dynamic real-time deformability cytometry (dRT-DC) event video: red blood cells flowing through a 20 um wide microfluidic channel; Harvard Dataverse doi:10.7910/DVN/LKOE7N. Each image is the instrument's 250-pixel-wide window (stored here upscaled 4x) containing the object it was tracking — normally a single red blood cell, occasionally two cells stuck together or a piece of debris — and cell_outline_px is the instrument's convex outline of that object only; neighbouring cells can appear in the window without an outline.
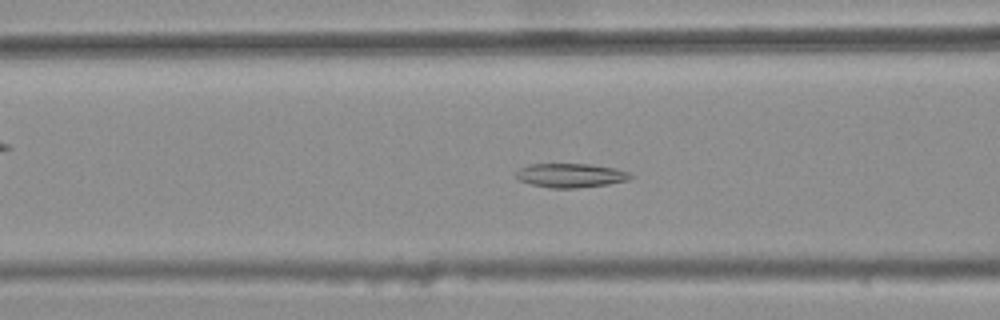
{"species": "common noctule bat (a hibernating species)", "species_latin": "Nyctalus noctula", "temperature_condition": "warm", "stored_images_in_passage": 46, "camera_frame_rate_fps": 3000, "um_per_image_px": 0.085, "animal": {"sex": "female", "body_mass_g": 25.1}, "frame": {"image": 1, "passage_image": 21, "time_ms": 6.667, "image_size_px": [1000, 320], "cell_outline_px": [[632, 176], [628, 180], [608, 184], [576, 188], [552, 188], [532, 184], [520, 180], [516, 176], [516, 172], [520, 168], [528, 164], [588, 164], [616, 168], [628, 172]], "centroid_in_image_um": [48.5, 14.9], "position_along_channel_um": 118.1, "area_um2": 15.9}}
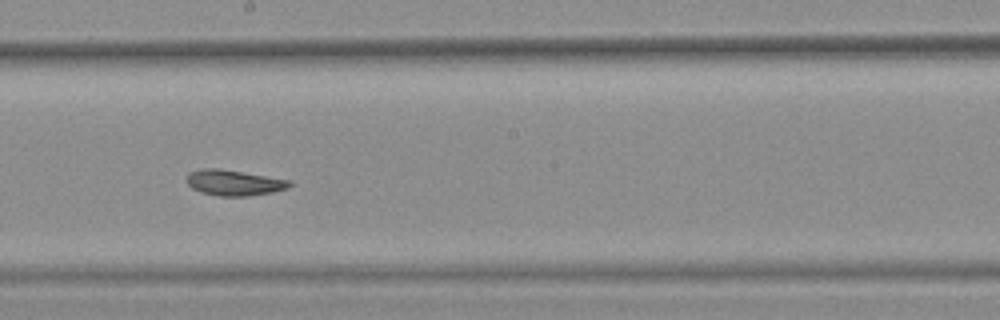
{"frame": {"image": 2, "passage_image": 30, "time_ms": 9.667, "image_size_px": [1000, 320], "cell_outline_px": [[292, 184], [288, 188], [272, 192], [248, 196], [220, 196], [200, 192], [192, 188], [184, 180], [188, 172], [200, 168], [216, 168], [288, 180]], "centroid_in_image_um": [19.8, 15.53], "position_along_channel_um": 228.4, "area_um2": 15.26}}
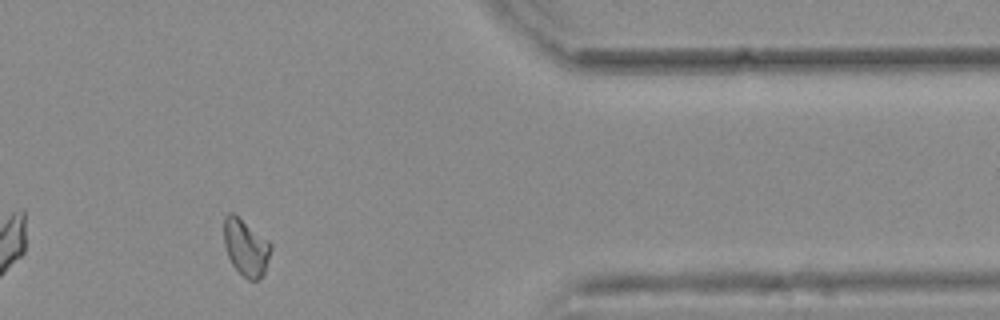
{"frame": {"image": 3, "passage_image": 45, "time_ms": 14.667, "image_size_px": [1000, 320], "cell_outline_px": [[272, 248], [264, 272], [256, 280], [248, 280], [232, 264], [228, 256], [224, 244], [224, 216], [228, 212], [232, 212], [268, 240], [272, 244]], "centroid_in_image_um": [20.89, 21.01], "position_along_channel_um": 390.5, "area_um2": 15.26}, "authors_computed_cell_mechanics": {"area_um2": 15.7505, "velocity_mm_per_s": 3.6846, "shape_relaxation_time_tau1_ms": null, "shape_relaxation_time_tau2_ms": 4.5296, "deformation_change_tau1": null, "deformation_change_tau2": 0.0874}}